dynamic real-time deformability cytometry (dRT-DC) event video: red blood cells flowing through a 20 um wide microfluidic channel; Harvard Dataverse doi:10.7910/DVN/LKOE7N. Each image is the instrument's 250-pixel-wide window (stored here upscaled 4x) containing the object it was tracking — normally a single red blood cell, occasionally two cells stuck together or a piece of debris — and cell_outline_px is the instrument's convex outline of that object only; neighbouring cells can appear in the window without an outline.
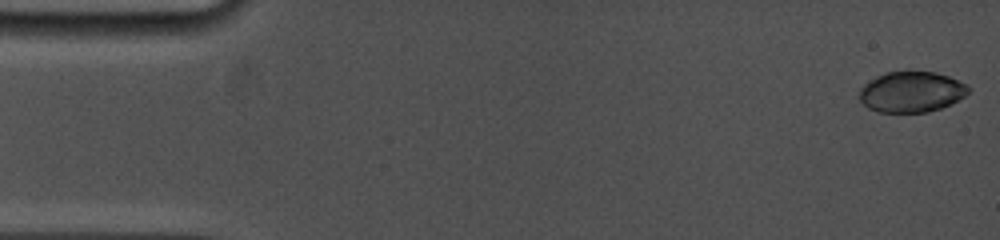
{"species": "common noctule bat (a hibernating species)", "species_latin": "Nyctalus noctula", "temperature_condition": "cold", "stored_images_in_passage": 14, "camera_frame_rate_fps": 5000, "um_per_image_px": 0.085, "animal": {"sex": "female", "body_mass_g": 19.0, "forearm_length_mm": 53.3}, "frame": {"image": 1, "passage_image": 1, "time_ms": 0.0, "image_size_px": [1000, 240], "cell_outline_px": [[968, 92], [964, 96], [940, 108], [928, 112], [876, 112], [868, 108], [860, 100], [860, 88], [864, 84], [876, 76], [888, 72], [936, 72], [948, 76], [968, 84]], "centroid_in_image_um": [77.45, 7.81], "position_along_channel_um": 7.6, "area_um2": 25.61}}
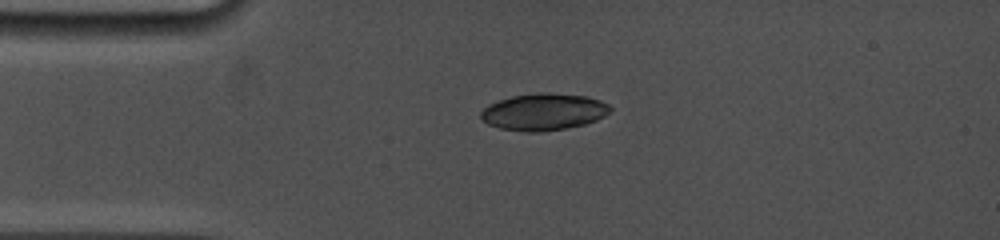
{"frame": {"image": 2, "passage_image": 10, "time_ms": 3.6, "image_size_px": [1000, 240], "cell_outline_px": [[612, 112], [596, 120], [584, 124], [564, 128], [540, 132], [524, 132], [500, 128], [488, 124], [480, 120], [480, 112], [488, 104], [512, 96], [540, 92], [548, 92], [588, 96], [600, 100], [608, 104], [612, 108]], "centroid_in_image_um": [46.21, 9.5], "position_along_channel_um": 38.8, "area_um2": 27.98}}